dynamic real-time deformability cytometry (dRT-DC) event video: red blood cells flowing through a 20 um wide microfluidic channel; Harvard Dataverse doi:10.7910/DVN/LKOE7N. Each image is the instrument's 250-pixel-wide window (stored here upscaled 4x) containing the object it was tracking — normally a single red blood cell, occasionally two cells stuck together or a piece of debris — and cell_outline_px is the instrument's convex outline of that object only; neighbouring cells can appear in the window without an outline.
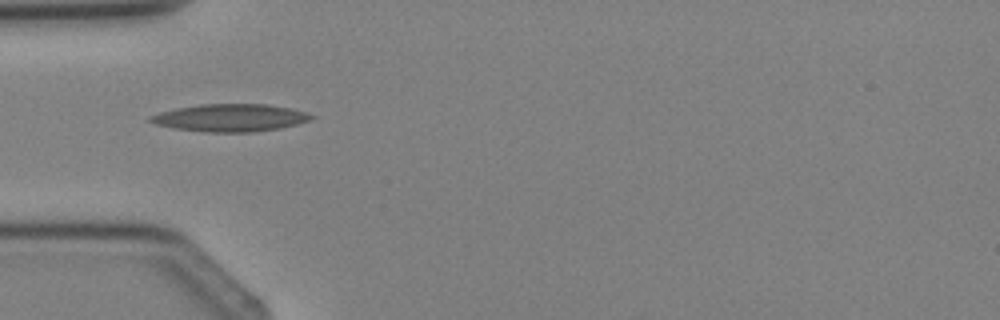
{"species": "Egyptian fruit bat (a non-hibernating species)", "species_latin": "Rousettus aegyptiacus", "temperature_condition": "cold", "stored_images_in_passage": 5, "camera_frame_rate_fps": 3000, "um_per_image_px": 0.085, "animal": {"sex": "female"}, "frame": {"image": 1, "passage_image": 4, "time_ms": 3.333, "image_size_px": [1000, 320], "cell_outline_px": [[316, 116], [312, 120], [280, 128], [252, 132], [204, 132], [176, 128], [156, 124], [148, 120], [148, 116], [160, 112], [176, 108], [200, 104], [268, 104], [292, 108], [308, 112]], "centroid_in_image_um": [19.62, 10.0], "position_along_channel_um": 65.4, "area_um2": 25.95}}
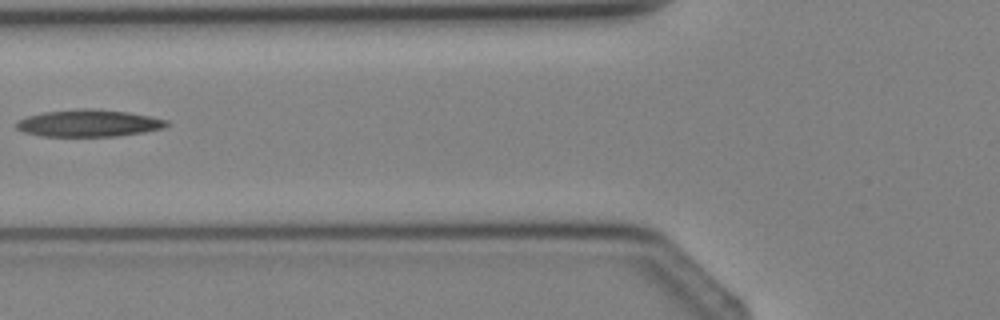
{"frame": {"image": 2, "passage_image": 5, "time_ms": 4.333, "image_size_px": [1000, 320], "cell_outline_px": [[172, 124], [164, 128], [144, 132], [116, 136], [40, 136], [24, 132], [16, 128], [16, 124], [20, 120], [28, 116], [44, 112], [84, 108], [88, 108], [128, 112], [168, 120]], "centroid_in_image_um": [7.58, 10.47], "position_along_channel_um": 118.2, "area_um2": 23.58}}